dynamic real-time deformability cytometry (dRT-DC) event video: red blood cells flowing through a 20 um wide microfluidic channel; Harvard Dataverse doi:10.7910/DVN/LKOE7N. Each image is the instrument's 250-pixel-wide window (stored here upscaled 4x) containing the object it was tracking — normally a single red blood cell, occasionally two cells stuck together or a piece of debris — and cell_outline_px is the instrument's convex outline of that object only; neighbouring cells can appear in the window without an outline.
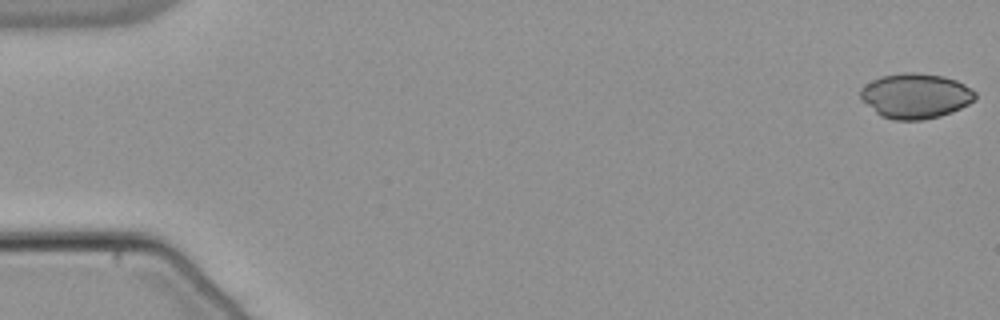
{"species": "common noctule bat (a hibernating species)", "species_latin": "Nyctalus noctula", "temperature_condition": "warm", "stored_images_in_passage": 54, "camera_frame_rate_fps": 3000, "um_per_image_px": 0.085, "animal": {"sex": "male", "body_mass_g": 21.5, "forearm_length_mm": 52.0}, "frame": {"image": 1, "passage_image": 1, "time_ms": 0.0, "image_size_px": [1000, 320], "cell_outline_px": [[976, 100], [952, 112], [940, 116], [920, 120], [892, 120], [880, 116], [860, 100], [860, 88], [864, 84], [880, 76], [904, 72], [916, 72], [944, 76], [956, 80], [972, 88], [976, 92]], "centroid_in_image_um": [77.8, 8.14], "position_along_channel_um": 7.2, "area_um2": 30.58}}
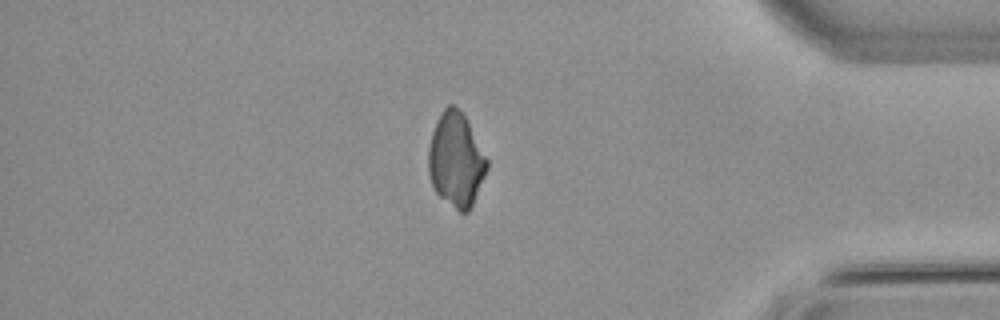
{"frame": {"image": 2, "passage_image": 46, "time_ms": 15.0, "image_size_px": [1000, 320], "cell_outline_px": [[488, 168], [472, 204], [468, 212], [460, 212], [440, 196], [436, 192], [432, 184], [428, 172], [428, 148], [432, 132], [444, 108], [448, 104], [452, 104], [464, 116], [488, 160]], "centroid_in_image_um": [38.75, 13.6], "position_along_channel_um": 396.5, "area_um2": 31.44}}
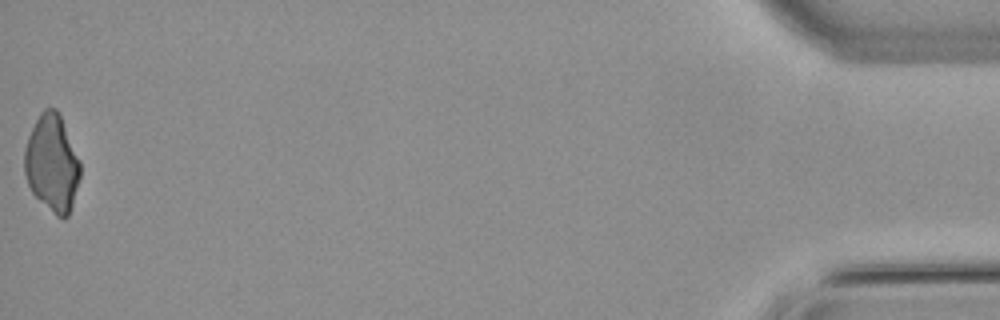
{"frame": {"image": 3, "passage_image": 54, "time_ms": 17.667, "image_size_px": [1000, 320], "cell_outline_px": [[80, 176], [72, 204], [68, 216], [64, 220], [56, 216], [32, 192], [28, 184], [24, 172], [24, 148], [28, 136], [40, 112], [44, 108], [56, 108], [60, 112], [80, 160]], "centroid_in_image_um": [4.42, 13.84], "position_along_channel_um": 430.8, "area_um2": 31.67}}